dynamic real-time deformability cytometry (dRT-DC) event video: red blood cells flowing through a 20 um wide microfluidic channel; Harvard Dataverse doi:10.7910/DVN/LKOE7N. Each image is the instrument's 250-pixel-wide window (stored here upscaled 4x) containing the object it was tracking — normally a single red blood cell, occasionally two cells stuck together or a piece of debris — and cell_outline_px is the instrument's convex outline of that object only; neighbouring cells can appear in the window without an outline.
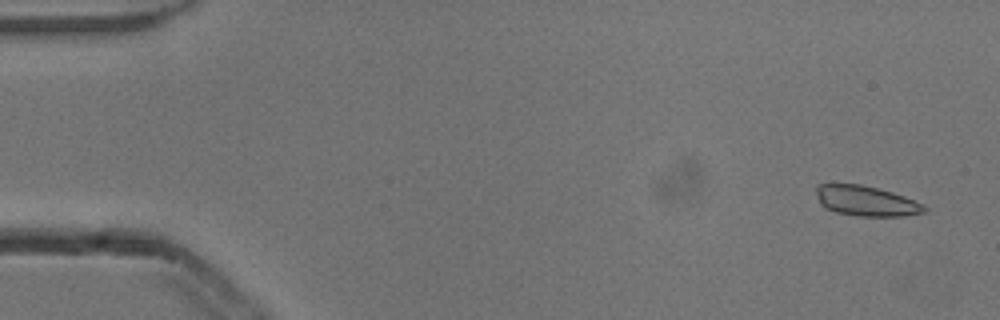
{"species": "common noctule bat (a hibernating species)", "species_latin": "Nyctalus noctula", "temperature_condition": "cold", "stored_images_in_passage": 7, "camera_frame_rate_fps": 3000, "um_per_image_px": 0.085, "animal": {"sex": "male", "body_mass_g": 13.3}, "frame": {"image": 1, "passage_image": 1, "time_ms": 0.0, "image_size_px": [1000, 320], "cell_outline_px": [[928, 212], [904, 216], [860, 216], [836, 212], [824, 208], [820, 204], [816, 192], [816, 184], [860, 184], [892, 192], [904, 196], [924, 204], [928, 208]], "centroid_in_image_um": [73.64, 17.09], "position_along_channel_um": 11.4, "area_um2": 19.13}}
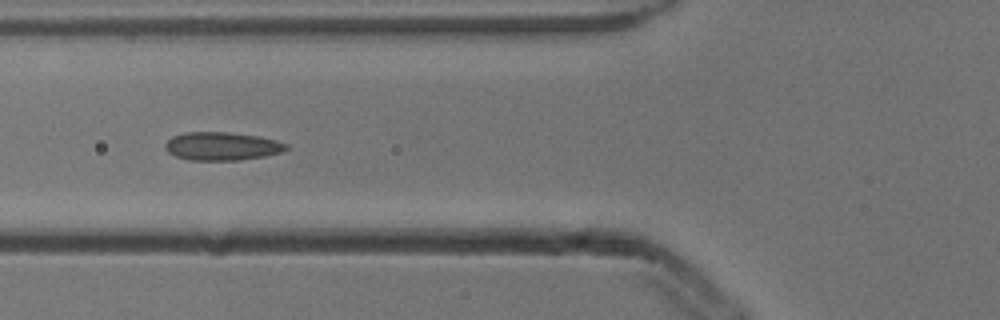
{"frame": {"image": 2, "passage_image": 6, "time_ms": 1.667, "image_size_px": [1000, 320], "cell_outline_px": [[288, 148], [280, 152], [264, 156], [240, 160], [188, 160], [176, 156], [168, 152], [164, 148], [164, 144], [172, 136], [184, 132], [228, 132], [260, 136], [276, 140], [288, 144]], "centroid_in_image_um": [18.84, 12.42], "position_along_channel_um": 107.0, "area_um2": 20.0}}
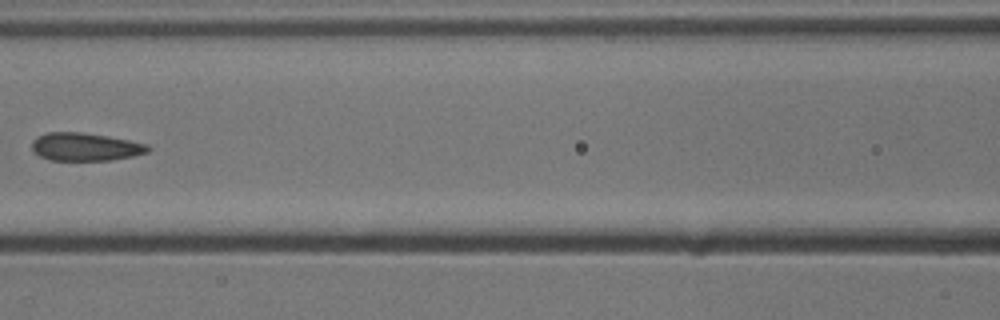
{"frame": {"image": 3, "passage_image": 7, "time_ms": 2.0, "image_size_px": [1000, 320], "cell_outline_px": [[152, 148], [148, 152], [132, 156], [112, 160], [52, 160], [40, 156], [32, 152], [32, 140], [36, 136], [48, 132], [80, 132], [128, 140], [148, 144]], "centroid_in_image_um": [7.23, 12.48], "position_along_channel_um": 159.4, "area_um2": 18.9}}